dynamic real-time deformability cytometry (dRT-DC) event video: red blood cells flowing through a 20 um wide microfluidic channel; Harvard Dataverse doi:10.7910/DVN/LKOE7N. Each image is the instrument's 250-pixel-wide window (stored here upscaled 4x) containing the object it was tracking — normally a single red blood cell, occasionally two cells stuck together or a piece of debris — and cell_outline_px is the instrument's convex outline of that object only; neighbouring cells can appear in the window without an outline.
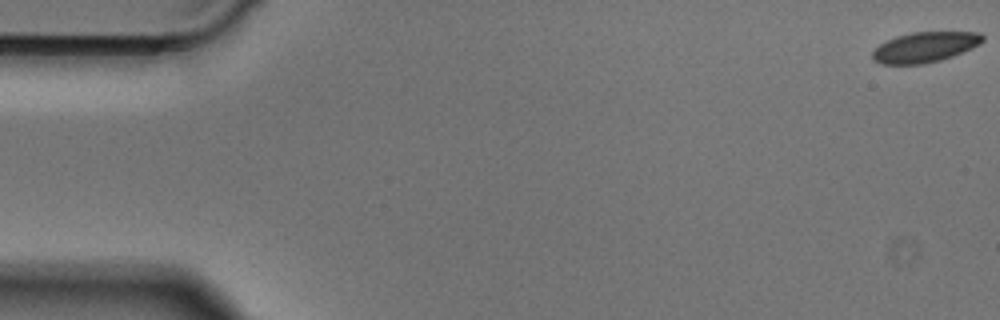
{"species": "Egyptian fruit bat (a non-hibernating species)", "species_latin": "Rousettus aegyptiacus", "temperature_condition": "cold", "stored_images_in_passage": 50, "camera_frame_rate_fps": 3000, "um_per_image_px": 0.085, "animal": {"sex": "male"}, "frame": {"image": 1, "passage_image": 1, "time_ms": 0.0, "image_size_px": [1000, 320], "cell_outline_px": [[984, 40], [980, 44], [972, 48], [952, 56], [940, 60], [924, 64], [880, 64], [872, 60], [872, 52], [880, 44], [896, 36], [912, 32], [980, 32], [984, 36]], "centroid_in_image_um": [78.61, 4.01], "position_along_channel_um": 6.4, "area_um2": 19.48}}
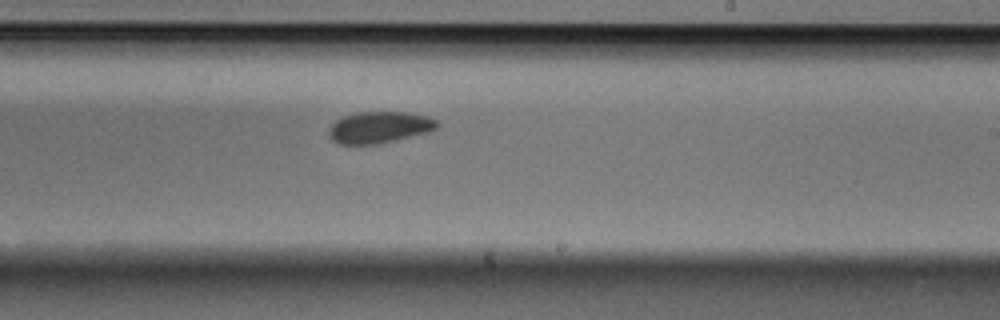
{"frame": {"image": 2, "passage_image": 30, "time_ms": 9.667, "image_size_px": [1000, 320], "cell_outline_px": [[440, 124], [436, 128], [428, 132], [380, 144], [336, 144], [328, 136], [328, 128], [336, 120], [344, 116], [356, 112], [408, 112], [424, 116], [436, 120]], "centroid_in_image_um": [32.2, 10.83], "position_along_channel_um": 256.8, "area_um2": 20.0}}
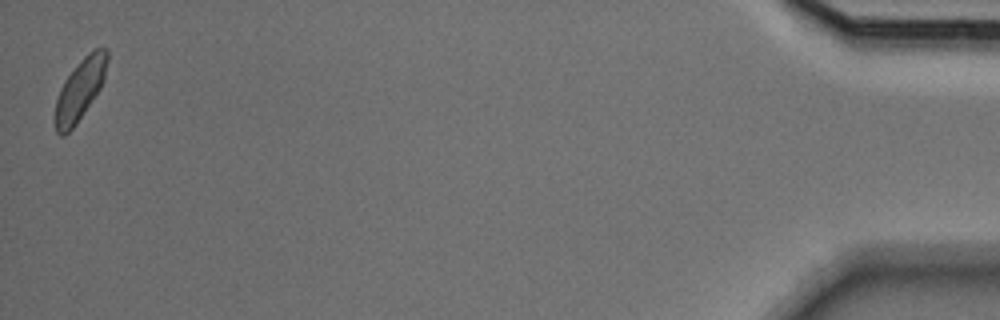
{"frame": {"image": 3, "passage_image": 50, "time_ms": 16.333, "image_size_px": [1000, 320], "cell_outline_px": [[108, 60], [104, 80], [100, 88], [76, 124], [64, 136], [60, 136], [56, 132], [56, 100], [60, 88], [64, 80], [84, 56], [88, 52], [96, 48], [108, 48]], "centroid_in_image_um": [6.82, 7.58], "position_along_channel_um": 428.4, "area_um2": 18.32}}